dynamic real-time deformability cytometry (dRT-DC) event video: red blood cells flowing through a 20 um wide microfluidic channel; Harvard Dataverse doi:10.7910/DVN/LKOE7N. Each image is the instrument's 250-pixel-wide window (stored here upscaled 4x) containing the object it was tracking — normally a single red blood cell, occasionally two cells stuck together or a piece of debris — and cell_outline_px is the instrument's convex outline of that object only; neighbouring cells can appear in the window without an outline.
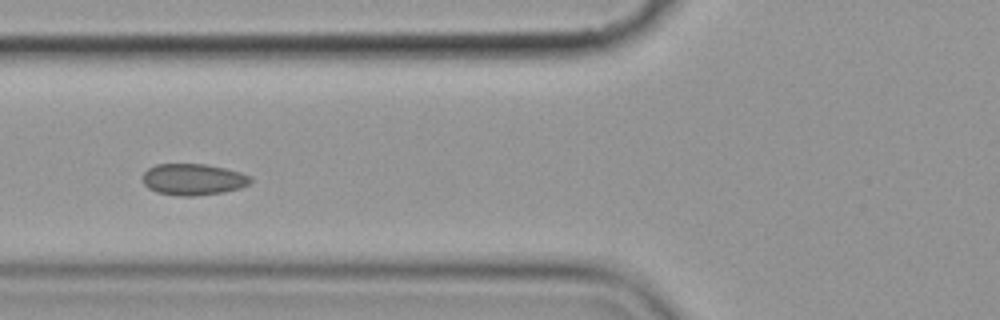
{"species": "common noctule bat (a hibernating species)", "species_latin": "Nyctalus noctula", "temperature_condition": "cold", "stored_images_in_passage": 7, "camera_frame_rate_fps": 3000, "um_per_image_px": 0.085, "animal": {"sex": "female", "body_mass_g": 19.9}, "frame": {"image": 1, "passage_image": 6, "time_ms": 5.667, "image_size_px": [1000, 320], "cell_outline_px": [[252, 180], [248, 184], [240, 188], [224, 192], [196, 196], [180, 196], [156, 192], [148, 188], [144, 184], [144, 172], [148, 168], [156, 164], [204, 164], [224, 168], [240, 172], [252, 176]], "centroid_in_image_um": [16.43, 15.25], "position_along_channel_um": 109.4, "area_um2": 19.77}}
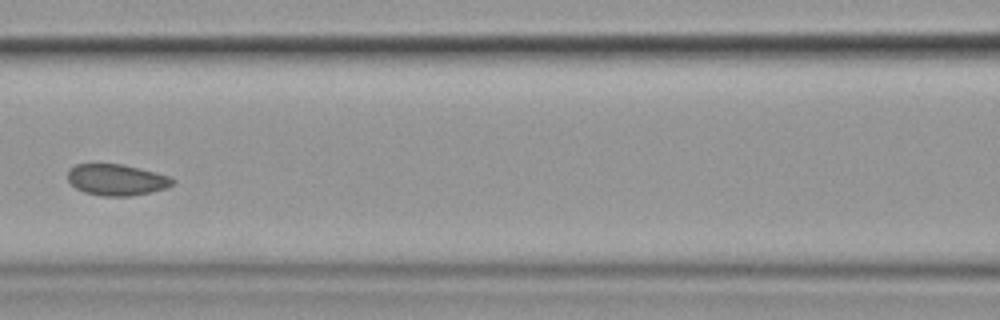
{"frame": {"image": 2, "passage_image": 7, "time_ms": 7.0, "image_size_px": [1000, 320], "cell_outline_px": [[176, 180], [168, 188], [152, 192], [132, 196], [104, 196], [84, 192], [76, 188], [68, 180], [68, 168], [76, 164], [120, 164], [156, 172], [168, 176]], "centroid_in_image_um": [9.91, 15.29], "position_along_channel_um": 156.7, "area_um2": 19.13}}